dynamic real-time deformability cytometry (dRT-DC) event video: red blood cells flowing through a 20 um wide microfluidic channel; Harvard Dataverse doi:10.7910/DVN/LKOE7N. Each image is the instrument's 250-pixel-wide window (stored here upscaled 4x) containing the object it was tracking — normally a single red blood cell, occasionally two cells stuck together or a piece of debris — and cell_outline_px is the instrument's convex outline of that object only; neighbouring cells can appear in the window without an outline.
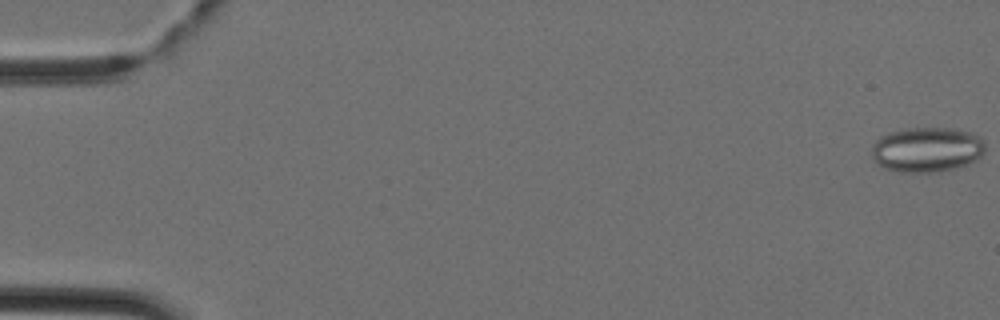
{"species": "Egyptian fruit bat (a non-hibernating species)", "species_latin": "Rousettus aegyptiacus", "temperature_condition": "cold", "stored_images_in_passage": 45, "camera_frame_rate_fps": 3000, "um_per_image_px": 0.085, "animal": {"sex": "female"}, "frame": {"image": 1, "passage_image": 1, "time_ms": 0.0, "image_size_px": [1000, 320], "cell_outline_px": [[984, 152], [976, 160], [968, 164], [956, 168], [940, 172], [896, 172], [876, 164], [872, 156], [872, 144], [880, 136], [892, 132], [908, 128], [952, 128], [972, 132], [980, 136], [984, 140]], "centroid_in_image_um": [78.8, 12.72], "position_along_channel_um": 6.2, "area_um2": 30.06}}
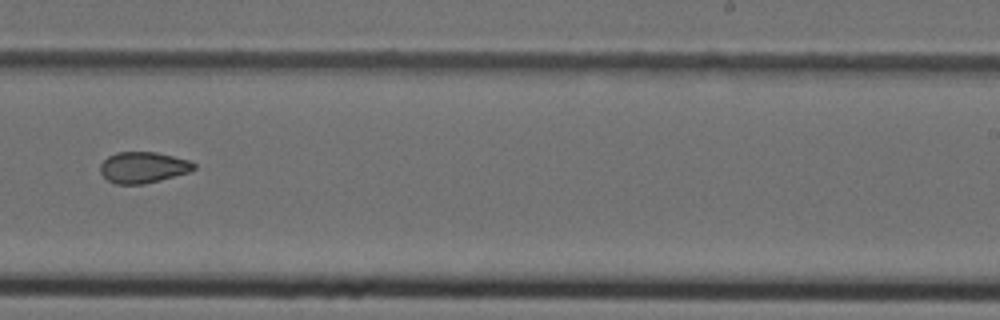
{"frame": {"image": 2, "passage_image": 29, "time_ms": 9.333, "image_size_px": [1000, 320], "cell_outline_px": [[196, 168], [192, 172], [144, 184], [116, 184], [108, 180], [100, 172], [100, 164], [108, 156], [116, 152], [156, 152], [192, 160], [196, 164]], "centroid_in_image_um": [12.22, 14.22], "position_along_channel_um": 276.8, "area_um2": 17.22}}
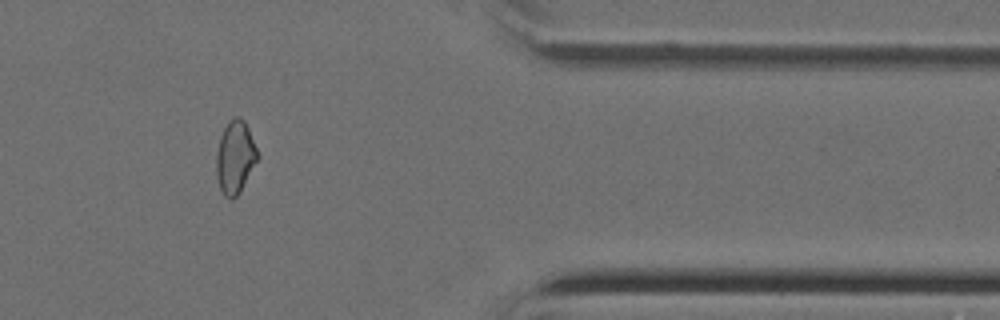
{"frame": {"image": 3, "passage_image": 38, "time_ms": 12.333, "image_size_px": [1000, 320], "cell_outline_px": [[260, 156], [240, 192], [232, 200], [224, 196], [220, 188], [216, 176], [216, 152], [220, 136], [228, 120], [232, 116], [240, 116], [244, 120], [248, 128]], "centroid_in_image_um": [19.98, 13.34], "position_along_channel_um": 391.4, "area_um2": 17.74}}